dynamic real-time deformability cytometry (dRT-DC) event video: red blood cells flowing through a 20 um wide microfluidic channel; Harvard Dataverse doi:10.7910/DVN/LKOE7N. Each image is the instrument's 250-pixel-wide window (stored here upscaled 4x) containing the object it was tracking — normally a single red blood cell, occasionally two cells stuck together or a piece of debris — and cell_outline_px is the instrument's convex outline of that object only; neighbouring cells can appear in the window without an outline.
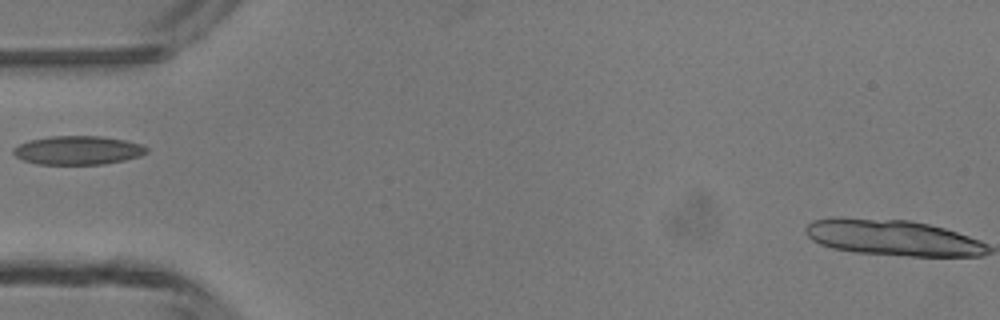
{"species": "common noctule bat (a hibernating species)", "species_latin": "Nyctalus noctula", "temperature_condition": "room temperature", "stored_images_in_passage": 3, "camera_frame_rate_fps": 3000, "um_per_image_px": 0.085, "animal": {"sex": "male", "body_mass_g": 13.3}, "frame": {"image": 1, "passage_image": 3, "time_ms": 3.0, "image_size_px": [1000, 320], "cell_outline_px": [[148, 152], [140, 156], [124, 160], [104, 164], [36, 164], [24, 160], [16, 156], [12, 152], [12, 148], [28, 140], [48, 136], [104, 136], [144, 144], [148, 148]], "centroid_in_image_um": [6.64, 12.76], "position_along_channel_um": 78.4, "area_um2": 22.48}}